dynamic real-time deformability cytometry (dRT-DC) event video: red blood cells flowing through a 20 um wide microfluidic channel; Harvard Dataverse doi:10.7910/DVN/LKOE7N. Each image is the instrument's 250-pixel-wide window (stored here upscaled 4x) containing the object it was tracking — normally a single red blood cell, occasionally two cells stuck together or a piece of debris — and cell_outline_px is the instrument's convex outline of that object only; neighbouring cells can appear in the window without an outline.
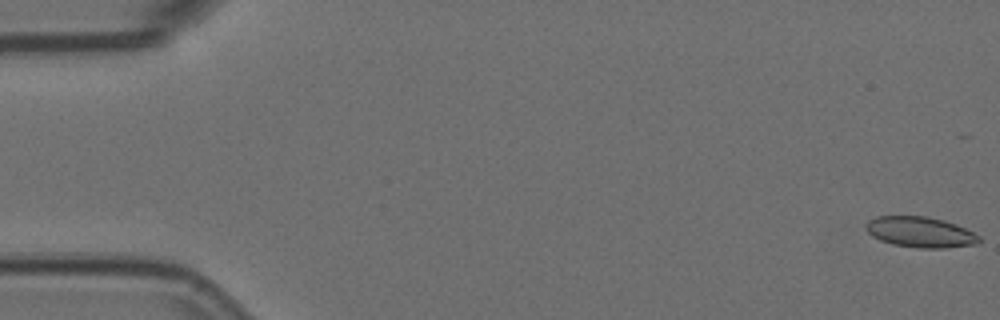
{"species": "Egyptian fruit bat (a non-hibernating species)", "species_latin": "Rousettus aegyptiacus", "temperature_condition": "room temperature", "stored_images_in_passage": 4, "segment_of_instrument_passage": [2, 2], "camera_frame_rate_fps": 3000, "um_per_image_px": 0.085, "animal": {"sex": "female"}, "frame": {"image": 1, "passage_image": 4, "time_ms": 1.0, "image_size_px": [1000, 320], "cell_outline_px": [[980, 240], [976, 244], [944, 248], [916, 248], [892, 244], [880, 240], [872, 236], [864, 228], [864, 224], [868, 220], [876, 216], [928, 216], [944, 220], [956, 224], [980, 236]], "centroid_in_image_um": [78.18, 19.72], "position_along_channel_um": 6.8, "area_um2": 20.35}}